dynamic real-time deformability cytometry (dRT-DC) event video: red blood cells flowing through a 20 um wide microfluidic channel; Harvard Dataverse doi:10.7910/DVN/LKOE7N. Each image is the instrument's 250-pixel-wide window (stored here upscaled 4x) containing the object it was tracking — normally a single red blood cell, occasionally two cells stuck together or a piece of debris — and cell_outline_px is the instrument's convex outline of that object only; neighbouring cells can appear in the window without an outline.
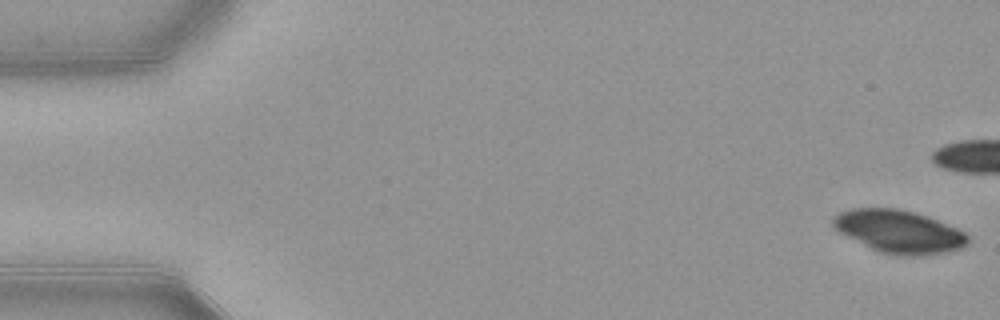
{"species": "common noctule bat (a hibernating species)", "species_latin": "Nyctalus noctula", "temperature_condition": "warm", "stored_images_in_passage": 41, "camera_frame_rate_fps": 3000, "um_per_image_px": 0.085, "animal": {"sex": "female", "body_mass_g": 21.9}, "frame": {"image": 1, "passage_image": 1, "time_ms": 0.0, "image_size_px": [1000, 320], "cell_outline_px": [[968, 244], [964, 248], [948, 252], [924, 256], [896, 256], [880, 252], [836, 232], [832, 228], [832, 220], [840, 212], [856, 208], [892, 208], [912, 212], [936, 220], [956, 228], [964, 232], [968, 236]], "centroid_in_image_um": [76.4, 19.71], "position_along_channel_um": 8.6, "area_um2": 33.7}}